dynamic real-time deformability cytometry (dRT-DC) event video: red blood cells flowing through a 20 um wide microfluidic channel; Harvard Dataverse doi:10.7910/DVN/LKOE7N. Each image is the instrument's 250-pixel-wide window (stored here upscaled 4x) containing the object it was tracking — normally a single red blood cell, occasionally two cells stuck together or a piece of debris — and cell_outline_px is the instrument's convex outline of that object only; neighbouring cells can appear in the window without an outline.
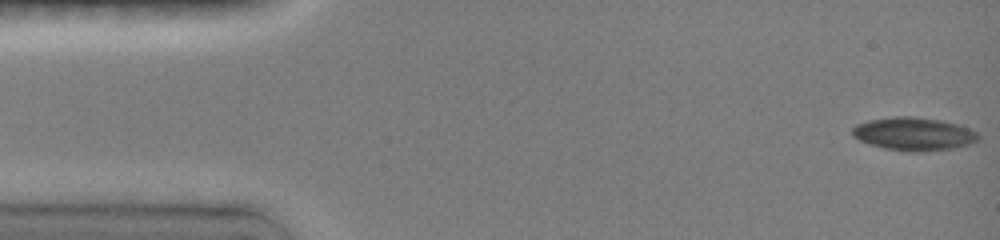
{"species": "common noctule bat (a hibernating species)", "species_latin": "Nyctalus noctula", "temperature_condition": "room temperature", "stored_images_in_passage": 10, "camera_frame_rate_fps": 3000, "um_per_image_px": 0.085, "animal": {"sex": "female", "body_mass_g": 19.0, "forearm_length_mm": 51.5}, "frame": {"image": 1, "passage_image": 1, "time_ms": 0.0, "image_size_px": [1000, 240], "cell_outline_px": [[980, 136], [976, 140], [968, 144], [952, 148], [916, 152], [908, 152], [884, 148], [860, 140], [852, 136], [852, 128], [856, 124], [868, 120], [896, 116], [912, 116], [940, 120], [956, 124], [968, 128], [976, 132]], "centroid_in_image_um": [77.63, 11.37], "position_along_channel_um": 7.4, "area_um2": 24.04}}
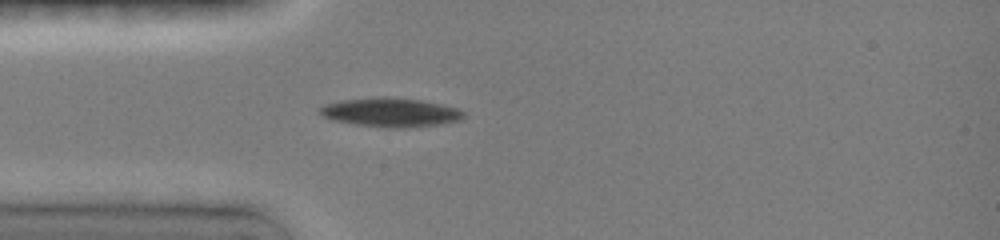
{"frame": {"image": 2, "passage_image": 6, "time_ms": 1.667, "image_size_px": [1000, 240], "cell_outline_px": [[464, 116], [460, 120], [440, 124], [408, 128], [384, 128], [352, 124], [332, 120], [316, 112], [316, 108], [324, 104], [340, 100], [380, 96], [384, 96], [420, 100], [460, 108], [464, 112]], "centroid_in_image_um": [33.14, 9.55], "position_along_channel_um": 51.9, "area_um2": 24.8}}
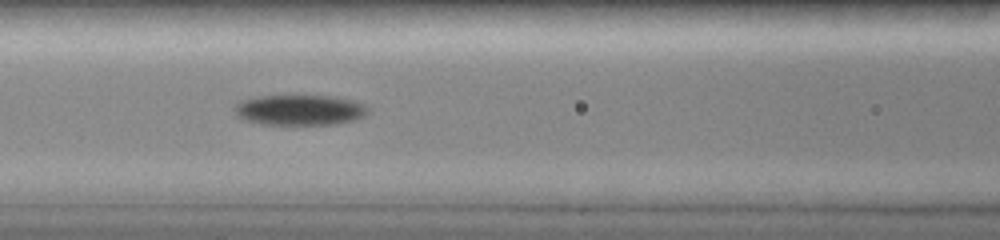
{"frame": {"image": 3, "passage_image": 9, "time_ms": 2.667, "image_size_px": [1000, 240], "cell_outline_px": [[368, 112], [364, 116], [356, 120], [336, 124], [260, 124], [244, 120], [236, 116], [236, 104], [244, 100], [260, 96], [328, 96], [352, 100], [368, 108]], "centroid_in_image_um": [25.47, 9.36], "position_along_channel_um": 141.1, "area_um2": 23.35}}